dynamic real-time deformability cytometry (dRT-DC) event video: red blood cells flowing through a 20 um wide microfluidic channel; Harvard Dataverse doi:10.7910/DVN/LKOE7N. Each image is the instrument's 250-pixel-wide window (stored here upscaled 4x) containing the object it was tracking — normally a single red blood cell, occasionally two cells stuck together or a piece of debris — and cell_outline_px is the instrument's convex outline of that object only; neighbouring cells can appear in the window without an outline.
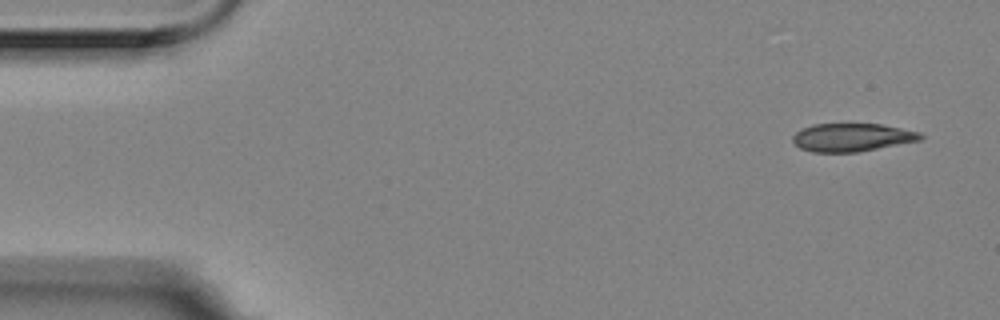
{"species": "Egyptian fruit bat (a non-hibernating species)", "species_latin": "Rousettus aegyptiacus", "temperature_condition": "room temperature", "stored_images_in_passage": 7, "camera_frame_rate_fps": 3000, "um_per_image_px": 0.085, "animal": {"sex": "female"}, "frame": {"image": 1, "passage_image": 1, "time_ms": 0.0, "image_size_px": [1000, 320], "cell_outline_px": [[924, 136], [920, 140], [856, 152], [812, 152], [800, 148], [792, 140], [792, 136], [796, 132], [812, 124], [880, 124], [920, 132]], "centroid_in_image_um": [72.39, 11.67], "position_along_channel_um": 12.6, "area_um2": 20.69}}
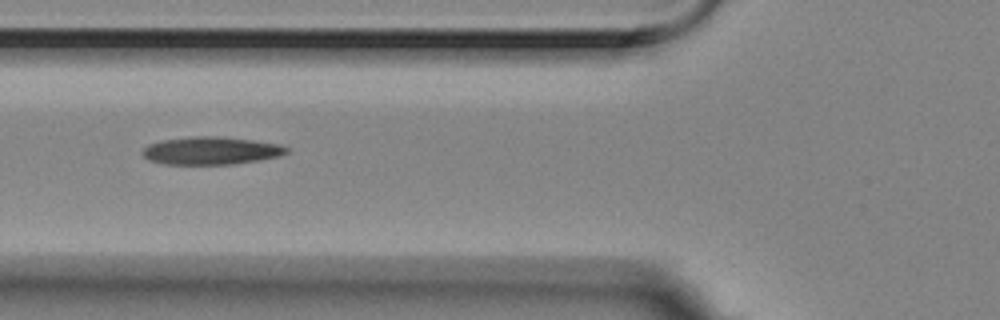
{"frame": {"image": 2, "passage_image": 6, "time_ms": 1.667, "image_size_px": [1000, 320], "cell_outline_px": [[288, 152], [276, 156], [260, 160], [232, 164], [164, 164], [148, 160], [140, 152], [148, 144], [160, 140], [188, 136], [220, 136], [252, 140], [280, 144], [288, 148]], "centroid_in_image_um": [17.88, 12.8], "position_along_channel_um": 107.9, "area_um2": 23.41}}
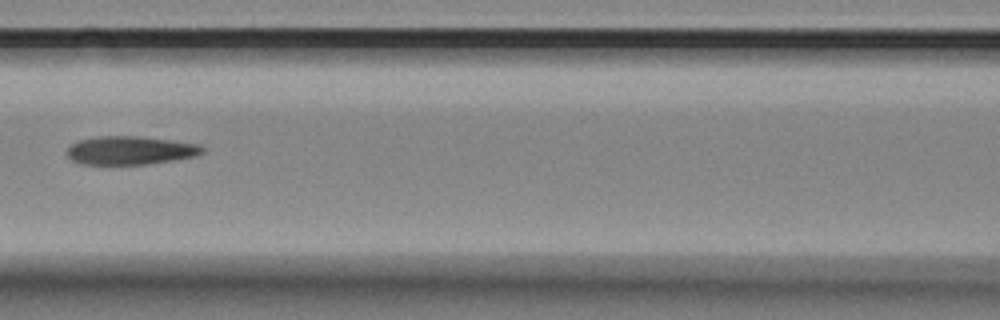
{"frame": {"image": 3, "passage_image": 7, "time_ms": 2.0, "image_size_px": [1000, 320], "cell_outline_px": [[204, 152], [196, 156], [148, 164], [80, 164], [72, 160], [68, 156], [68, 148], [72, 144], [80, 140], [96, 136], [140, 136], [172, 140], [200, 144], [204, 148]], "centroid_in_image_um": [11.1, 12.78], "position_along_channel_um": 155.5, "area_um2": 22.43}}